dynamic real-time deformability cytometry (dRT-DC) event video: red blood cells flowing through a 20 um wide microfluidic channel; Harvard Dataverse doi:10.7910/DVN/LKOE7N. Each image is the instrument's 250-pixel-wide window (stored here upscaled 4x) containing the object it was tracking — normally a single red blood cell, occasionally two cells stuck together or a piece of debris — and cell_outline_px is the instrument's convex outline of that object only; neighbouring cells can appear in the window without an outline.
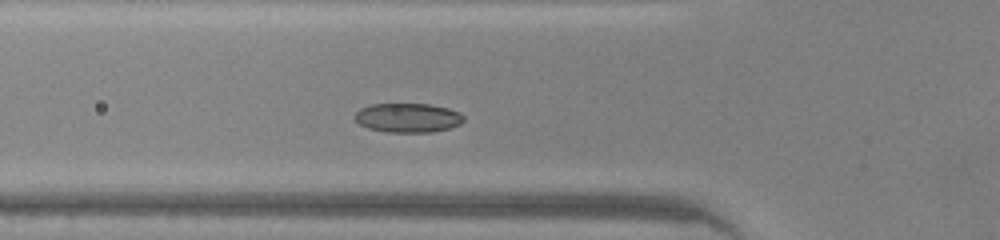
{"species": "common noctule bat (a hibernating species)", "species_latin": "Nyctalus noctula", "temperature_condition": "warm", "stored_images_in_passage": 34, "camera_frame_rate_fps": 3000, "um_per_image_px": 0.085, "animal": {"sex": "male", "body_mass_g": 20.0, "forearm_length_mm": 53.3}, "frame": {"image": 1, "passage_image": 2, "time_ms": 0.333, "image_size_px": [1000, 240], "cell_outline_px": [[464, 120], [460, 124], [448, 128], [432, 132], [388, 132], [368, 128], [360, 124], [352, 116], [360, 108], [372, 104], [428, 104], [448, 108], [460, 112], [464, 116]], "centroid_in_image_um": [34.66, 10.01], "position_along_channel_um": 91.1, "area_um2": 18.55}}
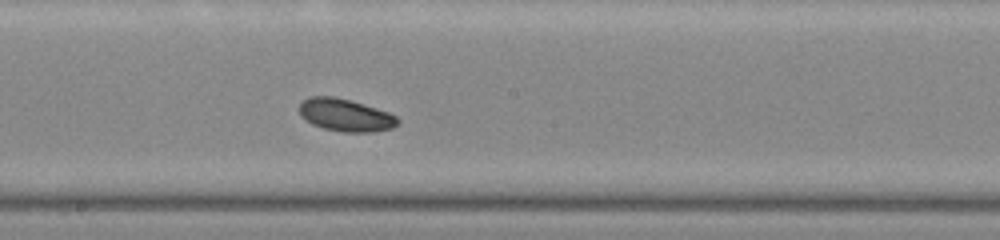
{"frame": {"image": 2, "passage_image": 11, "time_ms": 3.333, "image_size_px": [1000, 240], "cell_outline_px": [[400, 120], [392, 128], [372, 132], [344, 132], [324, 128], [312, 124], [300, 116], [300, 104], [308, 96], [332, 96], [348, 100], [376, 108], [388, 112], [396, 116]], "centroid_in_image_um": [29.35, 9.79], "position_along_channel_um": 218.9, "area_um2": 18.44}}
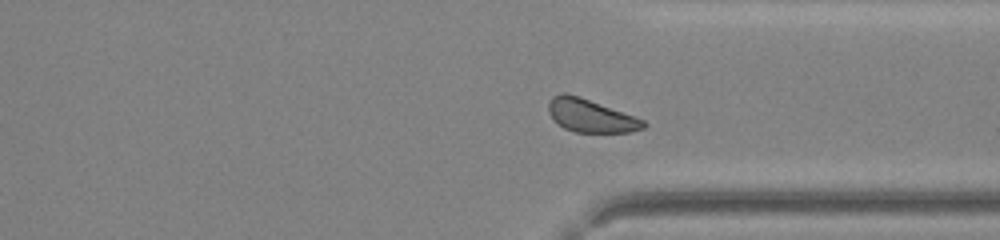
{"frame": {"image": 3, "passage_image": 21, "time_ms": 6.667, "image_size_px": [1000, 240], "cell_outline_px": [[648, 124], [644, 128], [632, 132], [576, 132], [564, 128], [548, 112], [548, 104], [552, 96], [560, 92], [564, 92], [580, 96], [644, 120]], "centroid_in_image_um": [50.21, 9.82], "position_along_channel_um": 361.2, "area_um2": 18.15}}